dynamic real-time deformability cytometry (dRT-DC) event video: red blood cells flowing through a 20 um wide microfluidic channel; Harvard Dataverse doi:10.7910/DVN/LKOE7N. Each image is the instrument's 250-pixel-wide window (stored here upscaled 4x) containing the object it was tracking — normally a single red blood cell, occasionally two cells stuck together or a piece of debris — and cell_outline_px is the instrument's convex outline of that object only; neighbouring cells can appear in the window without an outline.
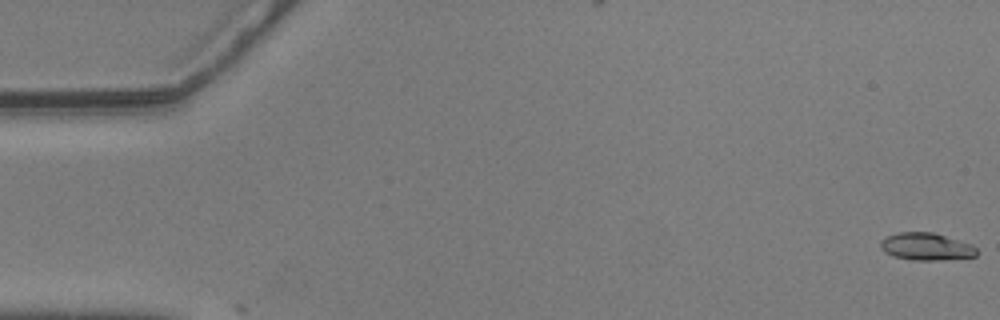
{"species": "common noctule bat (a hibernating species)", "species_latin": "Nyctalus noctula", "temperature_condition": "warm", "stored_images_in_passage": 3, "camera_frame_rate_fps": 3000, "um_per_image_px": 0.085, "animal": {"sex": "male", "body_mass_g": 20.5, "forearm_length_mm": 52.5}, "frame": {"image": 1, "passage_image": 1, "time_ms": 0.0, "image_size_px": [1000, 320], "cell_outline_px": [[976, 256], [940, 260], [912, 260], [896, 256], [884, 252], [880, 248], [880, 240], [884, 236], [896, 232], [932, 232], [972, 244], [976, 248]], "centroid_in_image_um": [78.68, 20.95], "position_along_channel_um": 6.3, "area_um2": 15.37}}